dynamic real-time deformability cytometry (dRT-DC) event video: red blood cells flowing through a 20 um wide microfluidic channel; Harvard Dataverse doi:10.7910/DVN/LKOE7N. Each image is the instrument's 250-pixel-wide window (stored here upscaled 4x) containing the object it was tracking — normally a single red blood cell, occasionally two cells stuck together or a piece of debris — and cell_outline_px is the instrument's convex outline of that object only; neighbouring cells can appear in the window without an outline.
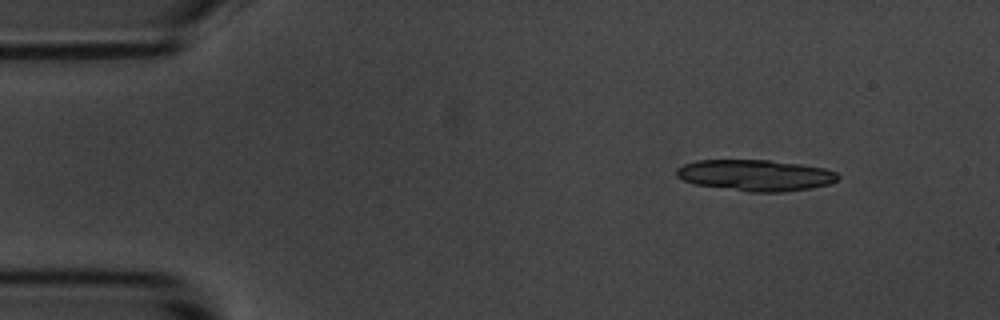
{"species": "common noctule bat (a hibernating species)", "species_latin": "Nyctalus noctula", "temperature_condition": "room temperature", "stored_images_in_passage": 5, "camera_frame_rate_fps": 3000, "um_per_image_px": 0.085, "animal": {"sex": "male", "body_mass_g": 20.1, "forearm_length_mm": 53.5}, "frame": {"image": 1, "passage_image": 1, "time_ms": 0.0, "image_size_px": [1000, 320], "cell_outline_px": [[840, 176], [836, 180], [828, 184], [808, 188], [780, 192], [748, 192], [696, 184], [684, 180], [676, 176], [676, 168], [684, 164], [696, 160], [768, 160], [800, 164], [824, 168], [836, 172]], "centroid_in_image_um": [64.19, 14.89], "position_along_channel_um": 20.8, "area_um2": 29.19}}